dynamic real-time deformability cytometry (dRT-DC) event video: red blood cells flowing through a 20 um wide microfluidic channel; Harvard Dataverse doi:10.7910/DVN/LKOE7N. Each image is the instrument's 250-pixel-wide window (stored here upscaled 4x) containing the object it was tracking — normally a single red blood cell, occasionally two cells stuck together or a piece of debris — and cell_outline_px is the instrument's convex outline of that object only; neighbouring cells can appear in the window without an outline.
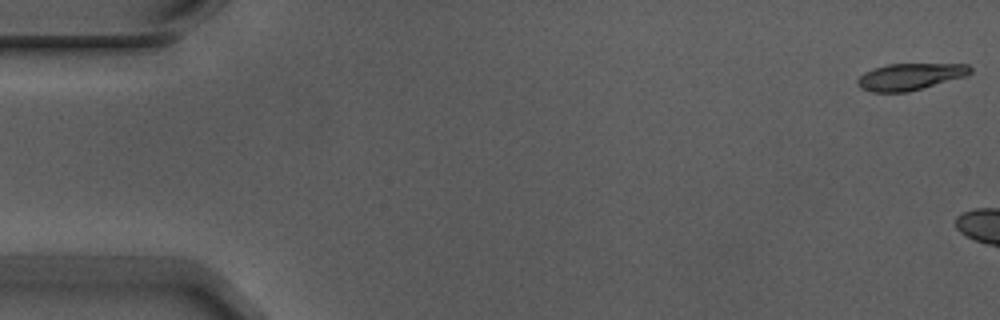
{"species": "Egyptian fruit bat (a non-hibernating species)", "species_latin": "Rousettus aegyptiacus", "temperature_condition": "warm", "stored_images_in_passage": 3, "camera_frame_rate_fps": 3000, "um_per_image_px": 0.085, "animal": {"sex": "male"}, "frame": {"image": 1, "passage_image": 1, "time_ms": 0.0, "image_size_px": [1000, 320], "cell_outline_px": [[972, 72], [964, 76], [908, 92], [872, 92], [860, 88], [856, 84], [856, 80], [864, 72], [888, 64], [968, 64], [972, 68]], "centroid_in_image_um": [77.32, 6.52], "position_along_channel_um": 7.7, "area_um2": 17.4}}